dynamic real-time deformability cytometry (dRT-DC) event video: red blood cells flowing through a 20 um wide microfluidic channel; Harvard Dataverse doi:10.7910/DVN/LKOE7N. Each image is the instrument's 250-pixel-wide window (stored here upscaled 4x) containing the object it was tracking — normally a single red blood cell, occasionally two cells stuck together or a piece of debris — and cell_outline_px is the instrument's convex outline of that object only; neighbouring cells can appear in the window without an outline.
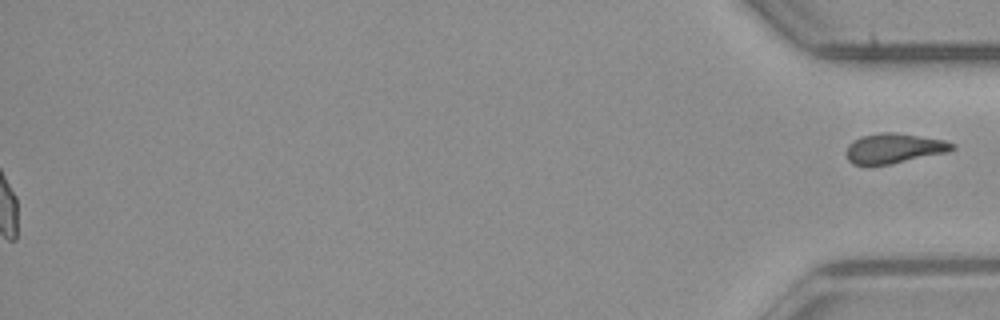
{"species": "common noctule bat (a hibernating species)", "species_latin": "Nyctalus noctula", "temperature_condition": "room temperature", "stored_images_in_passage": 53, "segment_of_instrument_passage": [2, 2], "camera_frame_rate_fps": 3000, "um_per_image_px": 0.085, "animal": {"sex": "male", "body_mass_g": 23.1, "forearm_length_mm": 52.7}, "frame": {"image": 1, "passage_image": 53, "time_ms": 17.333, "image_size_px": [1000, 320], "cell_outline_px": [[956, 148], [948, 152], [888, 164], [852, 164], [848, 160], [844, 152], [848, 144], [852, 140], [860, 136], [880, 132], [892, 132], [944, 140], [956, 144]], "centroid_in_image_um": [75.95, 12.59], "position_along_channel_um": 359.2, "area_um2": 18.44}}